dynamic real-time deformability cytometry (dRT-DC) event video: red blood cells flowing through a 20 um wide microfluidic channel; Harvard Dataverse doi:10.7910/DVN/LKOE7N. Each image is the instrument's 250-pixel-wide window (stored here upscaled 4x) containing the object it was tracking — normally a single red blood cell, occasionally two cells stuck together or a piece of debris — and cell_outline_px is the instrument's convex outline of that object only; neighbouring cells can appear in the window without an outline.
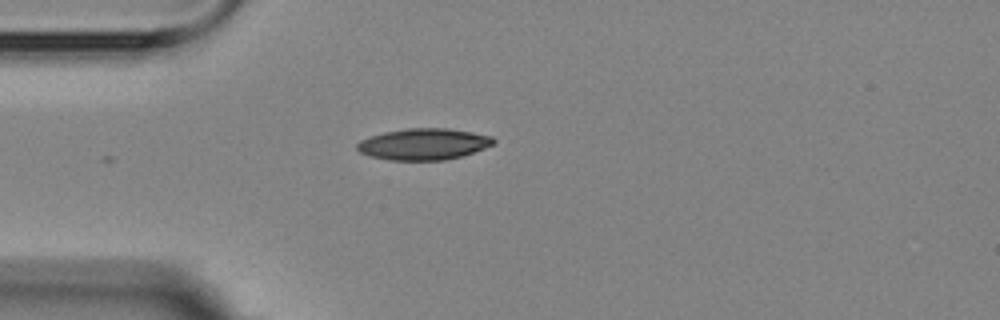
{"species": "Egyptian fruit bat (a non-hibernating species)", "species_latin": "Rousettus aegyptiacus", "temperature_condition": "room temperature", "stored_images_in_passage": 2, "camera_frame_rate_fps": 3000, "um_per_image_px": 0.085, "animal": {"sex": "female"}, "frame": {"image": 1, "passage_image": 1, "time_ms": 0.0, "image_size_px": [1000, 320], "cell_outline_px": [[496, 140], [492, 144], [484, 148], [460, 156], [444, 160], [388, 160], [368, 156], [360, 152], [356, 148], [356, 144], [360, 140], [384, 132], [408, 128], [448, 128], [472, 132], [492, 136]], "centroid_in_image_um": [35.98, 12.25], "position_along_channel_um": 49.0, "area_um2": 24.85}}